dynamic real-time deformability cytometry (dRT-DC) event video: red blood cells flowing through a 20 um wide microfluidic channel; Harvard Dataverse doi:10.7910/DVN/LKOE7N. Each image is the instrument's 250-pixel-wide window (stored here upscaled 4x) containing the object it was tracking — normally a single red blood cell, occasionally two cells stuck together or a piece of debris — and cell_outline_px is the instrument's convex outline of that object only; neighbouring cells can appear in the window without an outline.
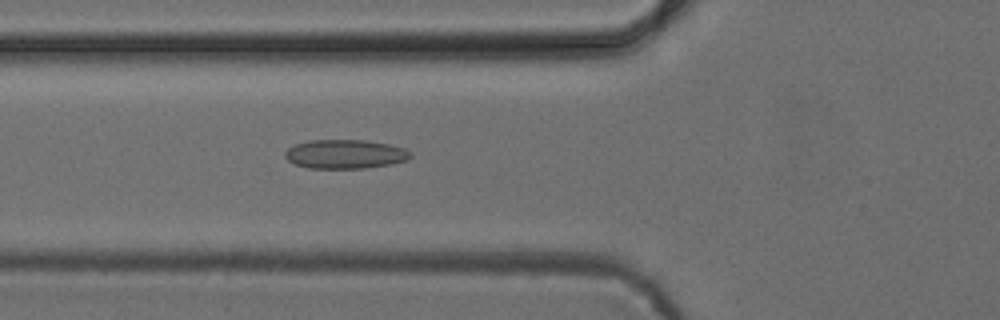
{"species": "common noctule bat (a hibernating species)", "species_latin": "Nyctalus noctula", "temperature_condition": "cold", "stored_images_in_passage": 51, "camera_frame_rate_fps": 3000, "um_per_image_px": 0.085, "animal": {"sex": "female", "body_mass_g": 24.6, "forearm_length_mm": 56.2}, "frame": {"image": 1, "passage_image": 18, "time_ms": 5.667, "image_size_px": [1000, 320], "cell_outline_px": [[412, 156], [408, 160], [392, 164], [364, 168], [308, 168], [296, 164], [288, 160], [284, 156], [284, 152], [288, 148], [296, 144], [308, 140], [364, 140], [388, 144], [404, 148], [412, 152]], "centroid_in_image_um": [29.35, 13.1], "position_along_channel_um": 96.4, "area_um2": 21.27}}
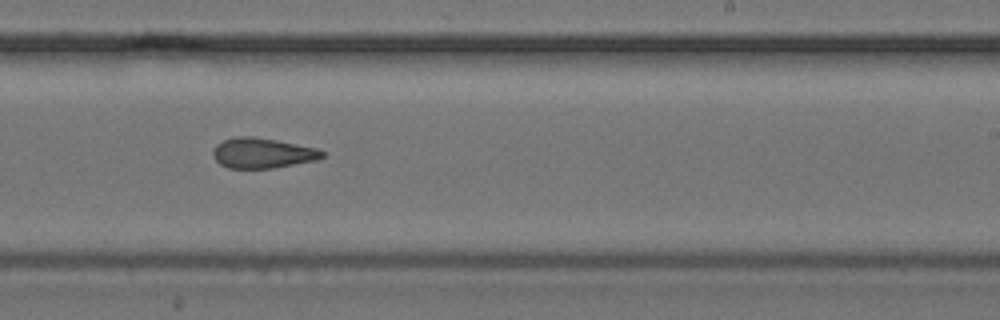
{"frame": {"image": 2, "passage_image": 31, "time_ms": 10.0, "image_size_px": [1000, 320], "cell_outline_px": [[324, 156], [316, 160], [272, 168], [228, 168], [220, 164], [212, 156], [212, 152], [216, 144], [224, 140], [236, 136], [252, 136], [276, 140], [320, 148], [324, 152]], "centroid_in_image_um": [22.3, 13.0], "position_along_channel_um": 266.7, "area_um2": 19.31}}
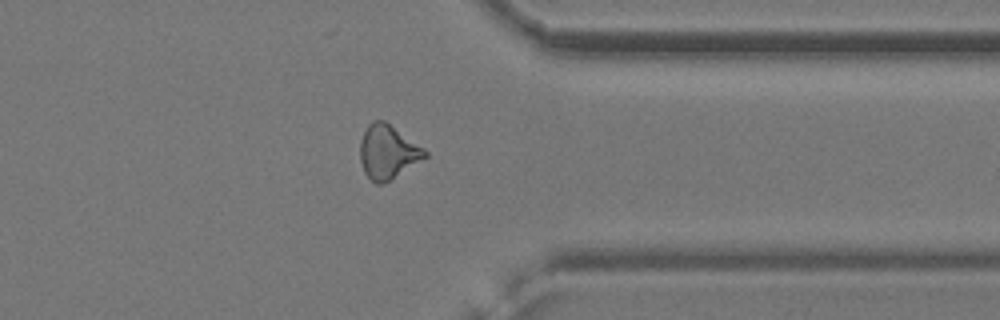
{"frame": {"image": 3, "passage_image": 40, "time_ms": 13.0, "image_size_px": [1000, 320], "cell_outline_px": [[428, 156], [384, 184], [376, 184], [364, 172], [360, 160], [360, 140], [368, 124], [372, 120], [384, 120], [424, 148], [428, 152]], "centroid_in_image_um": [32.95, 12.91], "position_along_channel_um": 378.4, "area_um2": 20.29}, "authors_computed_cell_mechanics": {"area_um2": 20.23, "velocity_mm_per_s": 3.9134, "shape_relaxation_time_tau1_ms": null, "shape_relaxation_time_tau2_ms": 4.0147, "deformation_change_tau1": null, "deformation_change_tau2": 0.1242}}